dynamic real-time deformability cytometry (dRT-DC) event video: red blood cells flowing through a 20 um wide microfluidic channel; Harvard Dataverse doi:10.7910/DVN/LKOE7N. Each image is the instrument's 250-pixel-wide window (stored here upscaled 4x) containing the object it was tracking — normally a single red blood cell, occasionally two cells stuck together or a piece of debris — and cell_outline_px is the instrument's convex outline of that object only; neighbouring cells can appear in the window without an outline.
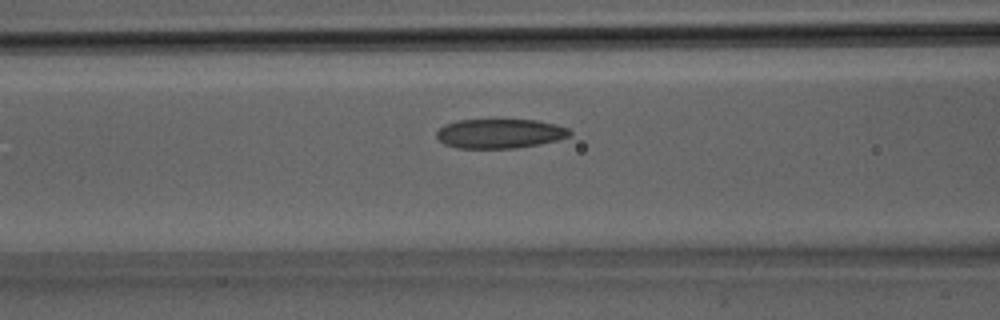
{"species": "Egyptian fruit bat (a non-hibernating species)", "species_latin": "Rousettus aegyptiacus", "temperature_condition": "room temperature", "stored_images_in_passage": 32, "camera_frame_rate_fps": 3000, "um_per_image_px": 0.085, "animal": {"sex": "male"}, "frame": {"image": 1, "passage_image": 13, "time_ms": 4.0, "image_size_px": [1000, 320], "cell_outline_px": [[572, 132], [568, 136], [560, 140], [540, 144], [516, 148], [456, 148], [444, 144], [436, 136], [436, 132], [444, 124], [456, 120], [492, 116], [536, 120], [556, 124], [568, 128]], "centroid_in_image_um": [42.46, 11.29], "position_along_channel_um": 124.1, "area_um2": 24.1}}
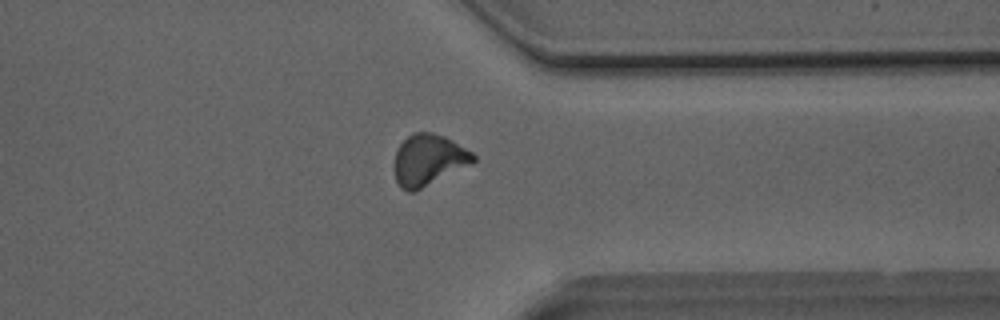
{"frame": {"image": 2, "passage_image": 25, "time_ms": 8.0, "image_size_px": [1000, 320], "cell_outline_px": [[476, 160], [472, 164], [416, 192], [408, 192], [400, 188], [396, 180], [392, 168], [392, 164], [396, 148], [412, 132], [432, 132], [444, 136], [452, 140], [472, 152], [476, 156]], "centroid_in_image_um": [36.38, 13.62], "position_along_channel_um": 375.0, "area_um2": 24.22}}
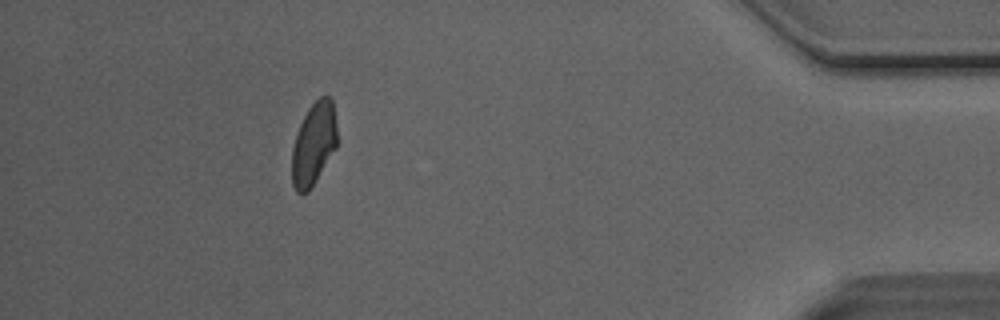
{"frame": {"image": 3, "passage_image": 29, "time_ms": 9.333, "image_size_px": [1000, 320], "cell_outline_px": [[336, 148], [316, 180], [308, 192], [296, 192], [292, 184], [292, 148], [300, 124], [308, 108], [320, 96], [328, 96], [332, 100], [336, 124]], "centroid_in_image_um": [26.66, 12.23], "position_along_channel_um": 408.5, "area_um2": 21.5}}